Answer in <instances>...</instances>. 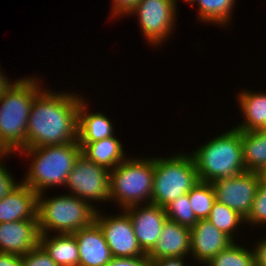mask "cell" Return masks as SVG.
<instances>
[{"label": "cell", "mask_w": 266, "mask_h": 266, "mask_svg": "<svg viewBox=\"0 0 266 266\" xmlns=\"http://www.w3.org/2000/svg\"><path fill=\"white\" fill-rule=\"evenodd\" d=\"M88 104L81 98L79 106L78 142L90 143L113 136L111 120L101 112L89 113Z\"/></svg>", "instance_id": "cell-20"}, {"label": "cell", "mask_w": 266, "mask_h": 266, "mask_svg": "<svg viewBox=\"0 0 266 266\" xmlns=\"http://www.w3.org/2000/svg\"><path fill=\"white\" fill-rule=\"evenodd\" d=\"M9 154H0V160L8 156ZM0 161V200L8 195L18 184V181L14 180L13 176L10 175L5 164Z\"/></svg>", "instance_id": "cell-30"}, {"label": "cell", "mask_w": 266, "mask_h": 266, "mask_svg": "<svg viewBox=\"0 0 266 266\" xmlns=\"http://www.w3.org/2000/svg\"><path fill=\"white\" fill-rule=\"evenodd\" d=\"M254 248L255 266H266V239H261Z\"/></svg>", "instance_id": "cell-33"}, {"label": "cell", "mask_w": 266, "mask_h": 266, "mask_svg": "<svg viewBox=\"0 0 266 266\" xmlns=\"http://www.w3.org/2000/svg\"><path fill=\"white\" fill-rule=\"evenodd\" d=\"M97 209L95 222L102 230L112 257H139L147 255L135 236L131 218L123 211L121 215L101 216Z\"/></svg>", "instance_id": "cell-11"}, {"label": "cell", "mask_w": 266, "mask_h": 266, "mask_svg": "<svg viewBox=\"0 0 266 266\" xmlns=\"http://www.w3.org/2000/svg\"><path fill=\"white\" fill-rule=\"evenodd\" d=\"M1 72L2 71H0V97L16 82V81H13L12 83L10 79L5 77L3 72L2 73Z\"/></svg>", "instance_id": "cell-36"}, {"label": "cell", "mask_w": 266, "mask_h": 266, "mask_svg": "<svg viewBox=\"0 0 266 266\" xmlns=\"http://www.w3.org/2000/svg\"><path fill=\"white\" fill-rule=\"evenodd\" d=\"M106 266H151V260L147 255L139 257H113Z\"/></svg>", "instance_id": "cell-31"}, {"label": "cell", "mask_w": 266, "mask_h": 266, "mask_svg": "<svg viewBox=\"0 0 266 266\" xmlns=\"http://www.w3.org/2000/svg\"><path fill=\"white\" fill-rule=\"evenodd\" d=\"M176 4L174 0H140L128 15L137 14L144 38L156 47L172 34Z\"/></svg>", "instance_id": "cell-9"}, {"label": "cell", "mask_w": 266, "mask_h": 266, "mask_svg": "<svg viewBox=\"0 0 266 266\" xmlns=\"http://www.w3.org/2000/svg\"><path fill=\"white\" fill-rule=\"evenodd\" d=\"M130 206L124 211L131 218L133 230L141 249L148 254L156 245L163 224L167 220L165 209L149 203Z\"/></svg>", "instance_id": "cell-12"}, {"label": "cell", "mask_w": 266, "mask_h": 266, "mask_svg": "<svg viewBox=\"0 0 266 266\" xmlns=\"http://www.w3.org/2000/svg\"><path fill=\"white\" fill-rule=\"evenodd\" d=\"M81 154L109 171L126 159L120 141L113 136L90 143H79Z\"/></svg>", "instance_id": "cell-18"}, {"label": "cell", "mask_w": 266, "mask_h": 266, "mask_svg": "<svg viewBox=\"0 0 266 266\" xmlns=\"http://www.w3.org/2000/svg\"><path fill=\"white\" fill-rule=\"evenodd\" d=\"M164 209L167 219L180 225L191 228L198 222L196 215L191 209L188 193L171 201Z\"/></svg>", "instance_id": "cell-27"}, {"label": "cell", "mask_w": 266, "mask_h": 266, "mask_svg": "<svg viewBox=\"0 0 266 266\" xmlns=\"http://www.w3.org/2000/svg\"><path fill=\"white\" fill-rule=\"evenodd\" d=\"M238 102L244 115V122L236 126L239 131H257L266 128V93L240 92Z\"/></svg>", "instance_id": "cell-21"}, {"label": "cell", "mask_w": 266, "mask_h": 266, "mask_svg": "<svg viewBox=\"0 0 266 266\" xmlns=\"http://www.w3.org/2000/svg\"><path fill=\"white\" fill-rule=\"evenodd\" d=\"M207 219L233 241V233L237 231L236 229L239 228L240 224L245 223V218L237 211L218 201H215Z\"/></svg>", "instance_id": "cell-24"}, {"label": "cell", "mask_w": 266, "mask_h": 266, "mask_svg": "<svg viewBox=\"0 0 266 266\" xmlns=\"http://www.w3.org/2000/svg\"><path fill=\"white\" fill-rule=\"evenodd\" d=\"M37 193L23 182L0 200V223L37 219Z\"/></svg>", "instance_id": "cell-17"}, {"label": "cell", "mask_w": 266, "mask_h": 266, "mask_svg": "<svg viewBox=\"0 0 266 266\" xmlns=\"http://www.w3.org/2000/svg\"><path fill=\"white\" fill-rule=\"evenodd\" d=\"M153 180L154 158H126L110 171L109 199L117 201L122 211L143 202L149 204Z\"/></svg>", "instance_id": "cell-6"}, {"label": "cell", "mask_w": 266, "mask_h": 266, "mask_svg": "<svg viewBox=\"0 0 266 266\" xmlns=\"http://www.w3.org/2000/svg\"><path fill=\"white\" fill-rule=\"evenodd\" d=\"M196 150L191 155L200 181L212 183L246 171L243 164L241 131L235 127L212 138Z\"/></svg>", "instance_id": "cell-4"}, {"label": "cell", "mask_w": 266, "mask_h": 266, "mask_svg": "<svg viewBox=\"0 0 266 266\" xmlns=\"http://www.w3.org/2000/svg\"><path fill=\"white\" fill-rule=\"evenodd\" d=\"M261 181L258 172L244 171L232 177L212 182L216 201L223 203L246 218L252 208Z\"/></svg>", "instance_id": "cell-10"}, {"label": "cell", "mask_w": 266, "mask_h": 266, "mask_svg": "<svg viewBox=\"0 0 266 266\" xmlns=\"http://www.w3.org/2000/svg\"><path fill=\"white\" fill-rule=\"evenodd\" d=\"M22 152L33 158L22 182L40 194L52 186H65L68 175L81 154V146L78 141H74L62 145L24 148L20 151Z\"/></svg>", "instance_id": "cell-3"}, {"label": "cell", "mask_w": 266, "mask_h": 266, "mask_svg": "<svg viewBox=\"0 0 266 266\" xmlns=\"http://www.w3.org/2000/svg\"><path fill=\"white\" fill-rule=\"evenodd\" d=\"M241 142L245 169L260 173L266 166V130L241 131Z\"/></svg>", "instance_id": "cell-22"}, {"label": "cell", "mask_w": 266, "mask_h": 266, "mask_svg": "<svg viewBox=\"0 0 266 266\" xmlns=\"http://www.w3.org/2000/svg\"><path fill=\"white\" fill-rule=\"evenodd\" d=\"M40 234L39 245L58 266H79V250L73 234Z\"/></svg>", "instance_id": "cell-19"}, {"label": "cell", "mask_w": 266, "mask_h": 266, "mask_svg": "<svg viewBox=\"0 0 266 266\" xmlns=\"http://www.w3.org/2000/svg\"><path fill=\"white\" fill-rule=\"evenodd\" d=\"M235 241L215 255L206 266H255L254 252Z\"/></svg>", "instance_id": "cell-26"}, {"label": "cell", "mask_w": 266, "mask_h": 266, "mask_svg": "<svg viewBox=\"0 0 266 266\" xmlns=\"http://www.w3.org/2000/svg\"><path fill=\"white\" fill-rule=\"evenodd\" d=\"M44 192L37 195V221L40 234L57 231L72 234L95 221L96 208L71 194L44 199Z\"/></svg>", "instance_id": "cell-5"}, {"label": "cell", "mask_w": 266, "mask_h": 266, "mask_svg": "<svg viewBox=\"0 0 266 266\" xmlns=\"http://www.w3.org/2000/svg\"><path fill=\"white\" fill-rule=\"evenodd\" d=\"M22 266H58L44 251V249L38 245L25 255L21 256Z\"/></svg>", "instance_id": "cell-29"}, {"label": "cell", "mask_w": 266, "mask_h": 266, "mask_svg": "<svg viewBox=\"0 0 266 266\" xmlns=\"http://www.w3.org/2000/svg\"><path fill=\"white\" fill-rule=\"evenodd\" d=\"M260 226L266 223V181L261 180L256 196L252 203L249 215L245 218V223Z\"/></svg>", "instance_id": "cell-28"}, {"label": "cell", "mask_w": 266, "mask_h": 266, "mask_svg": "<svg viewBox=\"0 0 266 266\" xmlns=\"http://www.w3.org/2000/svg\"><path fill=\"white\" fill-rule=\"evenodd\" d=\"M36 79H17L0 97V154L27 148L29 113L35 97L43 90Z\"/></svg>", "instance_id": "cell-2"}, {"label": "cell", "mask_w": 266, "mask_h": 266, "mask_svg": "<svg viewBox=\"0 0 266 266\" xmlns=\"http://www.w3.org/2000/svg\"><path fill=\"white\" fill-rule=\"evenodd\" d=\"M190 242V228L167 219L156 245L147 256L150 260L186 258L190 253Z\"/></svg>", "instance_id": "cell-16"}, {"label": "cell", "mask_w": 266, "mask_h": 266, "mask_svg": "<svg viewBox=\"0 0 266 266\" xmlns=\"http://www.w3.org/2000/svg\"><path fill=\"white\" fill-rule=\"evenodd\" d=\"M65 186H68L71 195L88 203L110 201V171L88 160L83 154L76 159Z\"/></svg>", "instance_id": "cell-8"}, {"label": "cell", "mask_w": 266, "mask_h": 266, "mask_svg": "<svg viewBox=\"0 0 266 266\" xmlns=\"http://www.w3.org/2000/svg\"><path fill=\"white\" fill-rule=\"evenodd\" d=\"M37 219L0 223V252L22 256L39 245Z\"/></svg>", "instance_id": "cell-13"}, {"label": "cell", "mask_w": 266, "mask_h": 266, "mask_svg": "<svg viewBox=\"0 0 266 266\" xmlns=\"http://www.w3.org/2000/svg\"><path fill=\"white\" fill-rule=\"evenodd\" d=\"M42 90L34 99L27 127V148L78 141L80 95Z\"/></svg>", "instance_id": "cell-1"}, {"label": "cell", "mask_w": 266, "mask_h": 266, "mask_svg": "<svg viewBox=\"0 0 266 266\" xmlns=\"http://www.w3.org/2000/svg\"><path fill=\"white\" fill-rule=\"evenodd\" d=\"M190 253L198 263L207 264L234 241L208 219H201L190 228Z\"/></svg>", "instance_id": "cell-14"}, {"label": "cell", "mask_w": 266, "mask_h": 266, "mask_svg": "<svg viewBox=\"0 0 266 266\" xmlns=\"http://www.w3.org/2000/svg\"><path fill=\"white\" fill-rule=\"evenodd\" d=\"M184 257L176 258H161L158 260H151V266H185Z\"/></svg>", "instance_id": "cell-34"}, {"label": "cell", "mask_w": 266, "mask_h": 266, "mask_svg": "<svg viewBox=\"0 0 266 266\" xmlns=\"http://www.w3.org/2000/svg\"><path fill=\"white\" fill-rule=\"evenodd\" d=\"M112 17L126 16L140 0H112ZM126 14V15H125Z\"/></svg>", "instance_id": "cell-32"}, {"label": "cell", "mask_w": 266, "mask_h": 266, "mask_svg": "<svg viewBox=\"0 0 266 266\" xmlns=\"http://www.w3.org/2000/svg\"><path fill=\"white\" fill-rule=\"evenodd\" d=\"M198 20L226 26L230 21L235 0H196Z\"/></svg>", "instance_id": "cell-23"}, {"label": "cell", "mask_w": 266, "mask_h": 266, "mask_svg": "<svg viewBox=\"0 0 266 266\" xmlns=\"http://www.w3.org/2000/svg\"><path fill=\"white\" fill-rule=\"evenodd\" d=\"M191 209L198 220L207 219L216 201L211 183L200 181L188 192Z\"/></svg>", "instance_id": "cell-25"}, {"label": "cell", "mask_w": 266, "mask_h": 266, "mask_svg": "<svg viewBox=\"0 0 266 266\" xmlns=\"http://www.w3.org/2000/svg\"><path fill=\"white\" fill-rule=\"evenodd\" d=\"M261 180L266 181V166L262 169V171L259 173Z\"/></svg>", "instance_id": "cell-37"}, {"label": "cell", "mask_w": 266, "mask_h": 266, "mask_svg": "<svg viewBox=\"0 0 266 266\" xmlns=\"http://www.w3.org/2000/svg\"><path fill=\"white\" fill-rule=\"evenodd\" d=\"M72 234L78 245L79 266H106L113 258L104 234L95 221Z\"/></svg>", "instance_id": "cell-15"}, {"label": "cell", "mask_w": 266, "mask_h": 266, "mask_svg": "<svg viewBox=\"0 0 266 266\" xmlns=\"http://www.w3.org/2000/svg\"><path fill=\"white\" fill-rule=\"evenodd\" d=\"M175 2L177 1V0H174ZM184 1H187L188 3H192V2H195L196 0H184Z\"/></svg>", "instance_id": "cell-38"}, {"label": "cell", "mask_w": 266, "mask_h": 266, "mask_svg": "<svg viewBox=\"0 0 266 266\" xmlns=\"http://www.w3.org/2000/svg\"><path fill=\"white\" fill-rule=\"evenodd\" d=\"M198 182V172L191 154L178 153L169 158H154L151 203L164 208L188 193Z\"/></svg>", "instance_id": "cell-7"}, {"label": "cell", "mask_w": 266, "mask_h": 266, "mask_svg": "<svg viewBox=\"0 0 266 266\" xmlns=\"http://www.w3.org/2000/svg\"><path fill=\"white\" fill-rule=\"evenodd\" d=\"M0 266H22L21 256L0 252Z\"/></svg>", "instance_id": "cell-35"}]
</instances>
